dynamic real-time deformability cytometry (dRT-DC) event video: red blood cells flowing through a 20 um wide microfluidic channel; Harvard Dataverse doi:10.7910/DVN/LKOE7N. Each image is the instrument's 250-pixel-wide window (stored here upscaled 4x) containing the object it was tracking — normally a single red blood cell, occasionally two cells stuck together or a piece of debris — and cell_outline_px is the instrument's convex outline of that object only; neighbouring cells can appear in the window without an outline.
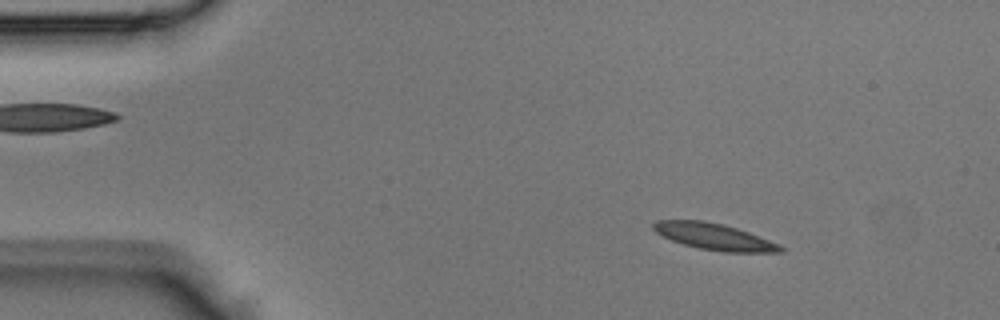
{"species": "Egyptian fruit bat (a non-hibernating species)", "species_latin": "Rousettus aegyptiacus", "temperature_condition": "room temperature", "stored_images_in_passage": 42, "camera_frame_rate_fps": 3000, "um_per_image_px": 0.085, "animal": {"sex": "male"}, "frame": {"image": 1, "passage_image": 5, "time_ms": 1.333, "image_size_px": [1000, 320], "cell_outline_px": [[784, 252], [724, 252], [700, 248], [684, 244], [672, 240], [656, 232], [652, 228], [652, 224], [656, 220], [704, 220], [724, 224], [748, 232], [780, 244], [784, 248]], "centroid_in_image_um": [60.72, 20.1], "position_along_channel_um": 24.3, "area_um2": 19.48}}
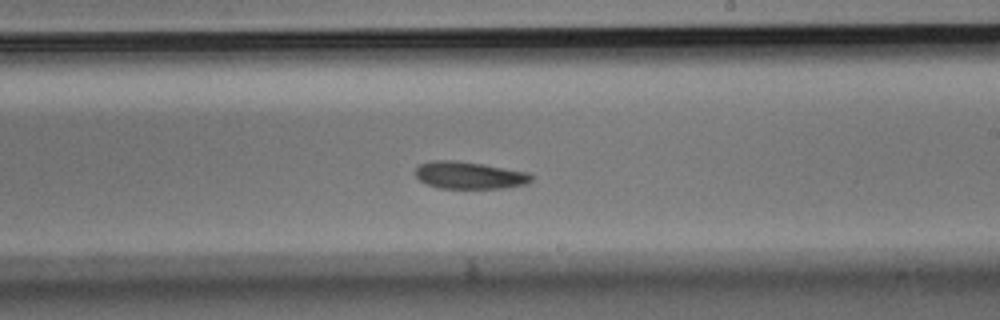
{"frame": {"image": 2, "passage_image": 24, "time_ms": 7.667, "image_size_px": [1000, 320], "cell_outline_px": [[532, 180], [524, 184], [504, 188], [440, 188], [428, 184], [420, 180], [416, 176], [416, 168], [420, 164], [432, 160], [452, 160], [484, 164], [528, 172], [532, 176]], "centroid_in_image_um": [39.89, 14.89], "position_along_channel_um": 249.1, "area_um2": 18.26}}
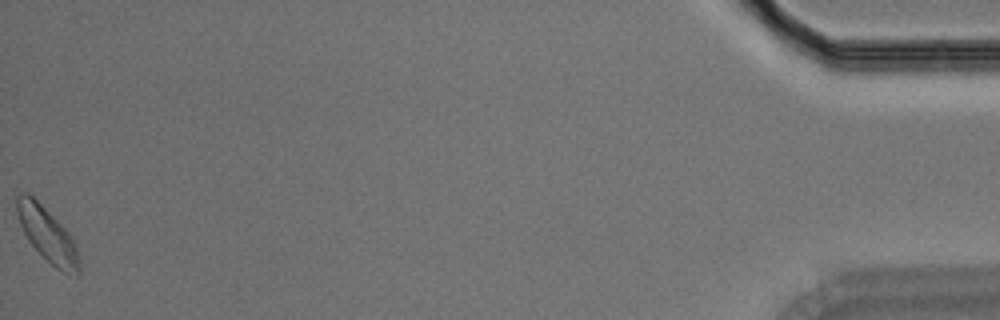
{"frame": {"image": 3, "passage_image": 42, "time_ms": 13.667, "image_size_px": [1000, 320], "cell_outline_px": [[80, 276], [76, 276], [64, 272], [56, 268], [28, 240], [20, 224], [16, 212], [16, 196], [20, 192], [28, 192], [72, 236], [80, 260]], "centroid_in_image_um": [4.03, 19.95], "position_along_channel_um": 431.2, "area_um2": 19.36}}